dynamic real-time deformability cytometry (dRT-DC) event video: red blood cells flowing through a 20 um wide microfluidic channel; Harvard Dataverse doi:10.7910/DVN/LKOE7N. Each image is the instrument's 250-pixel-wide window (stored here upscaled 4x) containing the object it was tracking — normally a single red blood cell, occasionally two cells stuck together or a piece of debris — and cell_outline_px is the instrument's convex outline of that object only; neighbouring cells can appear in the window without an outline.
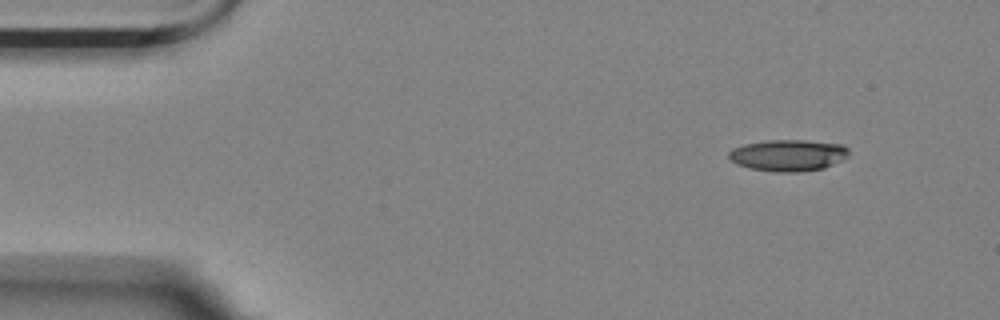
{"species": "Egyptian fruit bat (a non-hibernating species)", "species_latin": "Rousettus aegyptiacus", "temperature_condition": "room temperature", "stored_images_in_passage": 5, "camera_frame_rate_fps": 3000, "um_per_image_px": 0.085, "animal": {"sex": "female"}, "frame": {"image": 1, "passage_image": 1, "time_ms": 0.0, "image_size_px": [1000, 320], "cell_outline_px": [[848, 156], [844, 160], [824, 168], [800, 172], [776, 172], [748, 168], [736, 164], [728, 160], [728, 152], [732, 148], [744, 144], [768, 140], [804, 140], [844, 144], [848, 148]], "centroid_in_image_um": [66.99, 13.2], "position_along_channel_um": 18.0, "area_um2": 22.43}}
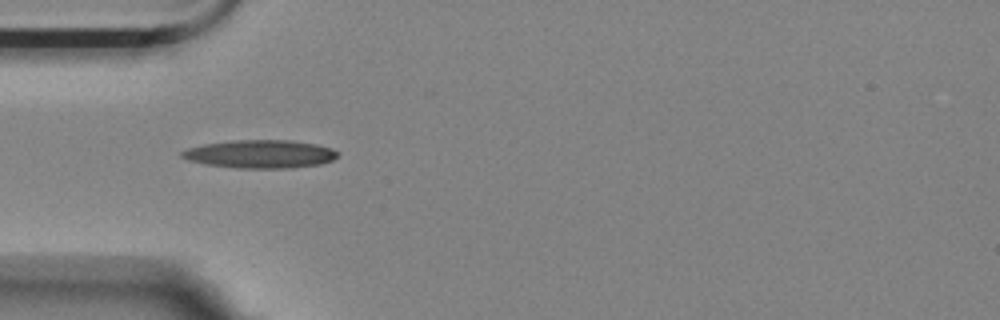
{"frame": {"image": 2, "passage_image": 4, "time_ms": 3.667, "image_size_px": [1000, 320], "cell_outline_px": [[340, 156], [332, 160], [320, 164], [292, 168], [236, 168], [204, 164], [188, 160], [180, 156], [180, 152], [188, 148], [204, 144], [232, 140], [288, 140], [316, 144], [332, 148], [340, 152]], "centroid_in_image_um": [22.14, 13.09], "position_along_channel_um": 62.9, "area_um2": 25.78}}
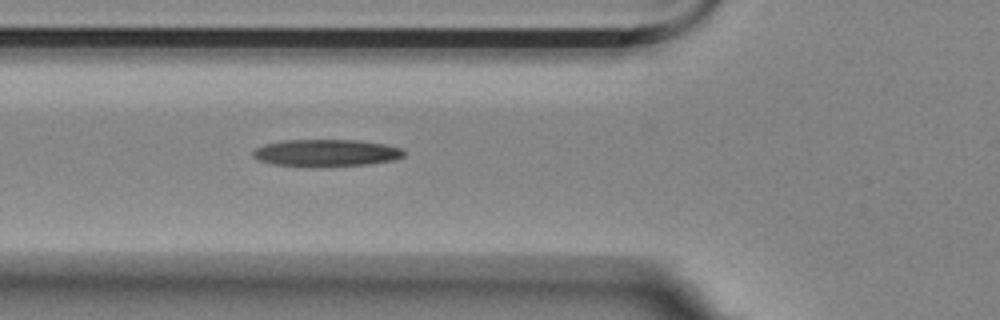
{"frame": {"image": 3, "passage_image": 5, "time_ms": 4.667, "image_size_px": [1000, 320], "cell_outline_px": [[404, 156], [392, 160], [368, 164], [272, 164], [260, 160], [252, 156], [252, 152], [256, 148], [264, 144], [284, 140], [356, 140], [384, 144], [400, 148], [404, 152]], "centroid_in_image_um": [27.72, 12.95], "position_along_channel_um": 98.1, "area_um2": 22.66}}